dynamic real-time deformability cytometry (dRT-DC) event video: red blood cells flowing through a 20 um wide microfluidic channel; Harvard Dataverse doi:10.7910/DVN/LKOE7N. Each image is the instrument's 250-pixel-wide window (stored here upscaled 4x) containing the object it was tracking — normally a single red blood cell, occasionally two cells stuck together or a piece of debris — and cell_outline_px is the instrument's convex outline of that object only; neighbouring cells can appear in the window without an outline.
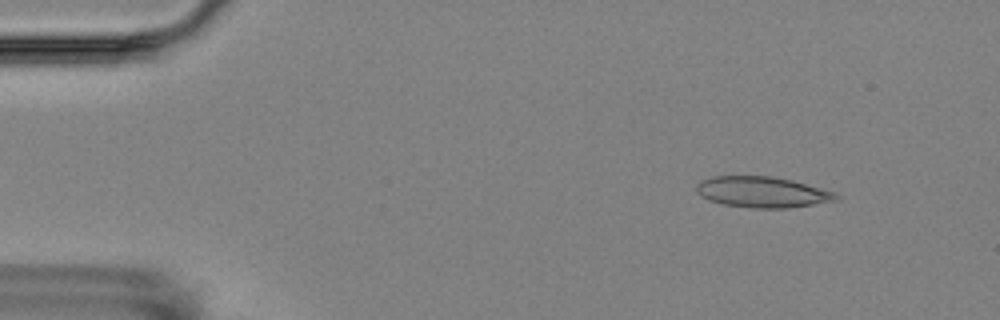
{"species": "Egyptian fruit bat (a non-hibernating species)", "species_latin": "Rousettus aegyptiacus", "temperature_condition": "room temperature", "stored_images_in_passage": 4, "camera_frame_rate_fps": 3000, "um_per_image_px": 0.085, "animal": {"sex": "female"}, "frame": {"image": 1, "passage_image": 1, "time_ms": 0.0, "image_size_px": [1000, 320], "cell_outline_px": [[840, 200], [788, 208], [752, 208], [724, 204], [708, 200], [700, 196], [696, 192], [696, 184], [700, 180], [712, 176], [772, 176], [792, 180], [836, 192], [840, 196]], "centroid_in_image_um": [64.8, 16.32], "position_along_channel_um": 20.2, "area_um2": 25.37}}